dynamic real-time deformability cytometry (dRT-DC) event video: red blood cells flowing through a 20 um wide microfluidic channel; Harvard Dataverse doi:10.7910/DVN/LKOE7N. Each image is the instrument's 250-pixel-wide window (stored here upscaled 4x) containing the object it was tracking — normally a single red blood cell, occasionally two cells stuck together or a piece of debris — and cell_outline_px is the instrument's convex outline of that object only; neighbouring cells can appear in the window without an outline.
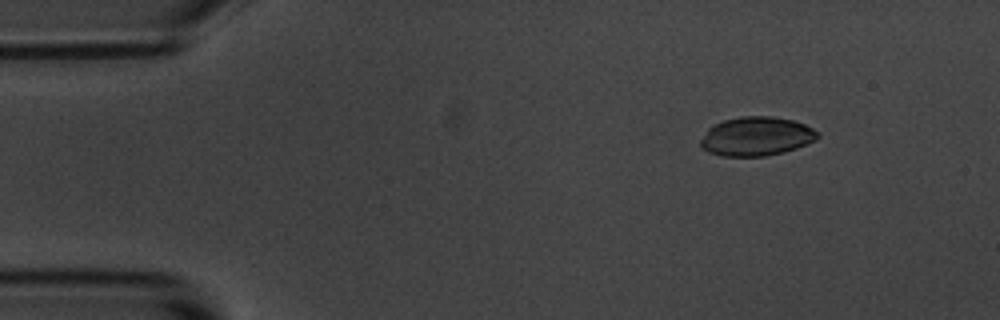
{"species": "common noctule bat (a hibernating species)", "species_latin": "Nyctalus noctula", "temperature_condition": "room temperature", "stored_images_in_passage": 4, "camera_frame_rate_fps": 3000, "um_per_image_px": 0.085, "animal": {"sex": "male", "body_mass_g": 20.1, "forearm_length_mm": 53.5}, "frame": {"image": 1, "passage_image": 2, "time_ms": 1.0, "image_size_px": [1000, 320], "cell_outline_px": [[820, 136], [816, 140], [796, 148], [784, 152], [764, 156], [724, 156], [708, 152], [700, 148], [700, 140], [708, 128], [712, 124], [724, 120], [740, 116], [772, 116], [792, 120], [804, 124], [820, 132]], "centroid_in_image_um": [64.28, 11.58], "position_along_channel_um": 20.7, "area_um2": 26.76}}
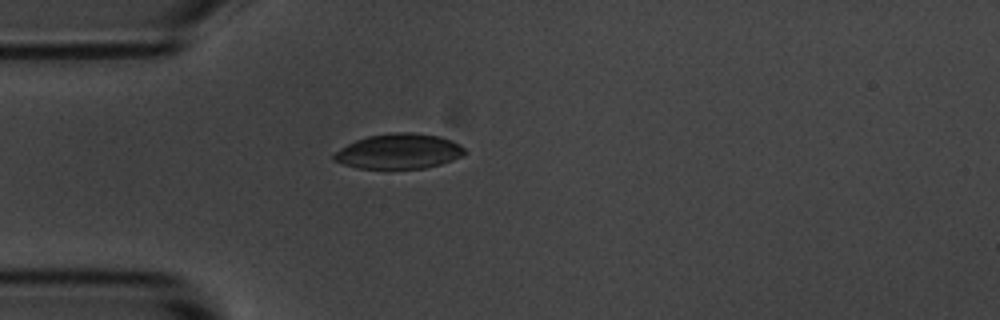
{"frame": {"image": 2, "passage_image": 4, "time_ms": 3.667, "image_size_px": [1000, 320], "cell_outline_px": [[468, 152], [464, 156], [440, 164], [424, 168], [356, 168], [332, 160], [332, 156], [340, 148], [356, 140], [368, 136], [392, 132], [412, 132], [440, 136], [452, 140], [460, 144]], "centroid_in_image_um": [33.93, 12.85], "position_along_channel_um": 51.1, "area_um2": 26.82}}